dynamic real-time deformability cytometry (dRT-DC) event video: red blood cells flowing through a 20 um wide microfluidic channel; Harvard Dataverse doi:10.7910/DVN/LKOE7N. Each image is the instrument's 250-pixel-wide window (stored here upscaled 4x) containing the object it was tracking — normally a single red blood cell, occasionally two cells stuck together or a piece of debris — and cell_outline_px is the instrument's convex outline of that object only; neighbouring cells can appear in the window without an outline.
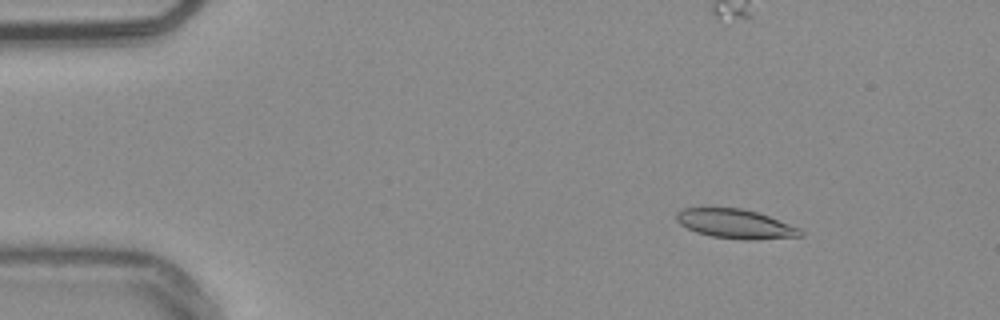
{"species": "common noctule bat (a hibernating species)", "species_latin": "Nyctalus noctula", "temperature_condition": "warm", "stored_images_in_passage": 55, "camera_frame_rate_fps": 3000, "um_per_image_px": 0.085, "animal": {"sex": "male", "body_mass_g": 20.4}, "frame": {"image": 1, "passage_image": 8, "time_ms": 2.333, "image_size_px": [1000, 320], "cell_outline_px": [[804, 236], [756, 240], [744, 240], [712, 236], [696, 232], [680, 224], [676, 220], [676, 212], [684, 208], [740, 208], [756, 212], [768, 216], [800, 228], [804, 232]], "centroid_in_image_um": [62.54, 19.04], "position_along_channel_um": 22.5, "area_um2": 21.1}}
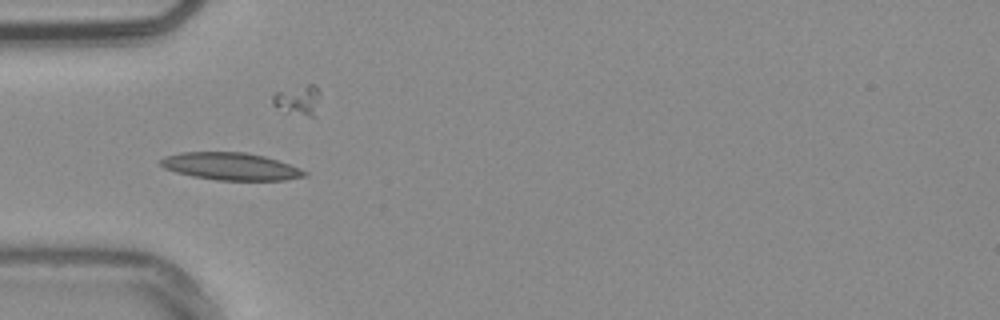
{"frame": {"image": 2, "passage_image": 18, "time_ms": 5.667, "image_size_px": [1000, 320], "cell_outline_px": [[308, 176], [284, 180], [216, 180], [192, 176], [176, 172], [164, 168], [160, 164], [160, 160], [164, 156], [180, 152], [244, 152], [264, 156], [300, 168], [308, 172]], "centroid_in_image_um": [19.6, 14.14], "position_along_channel_um": 65.4, "area_um2": 22.95}}
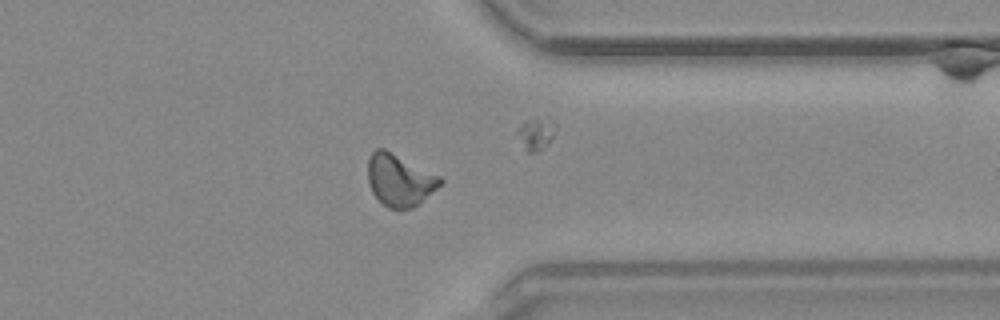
{"frame": {"image": 3, "passage_image": 43, "time_ms": 14.0, "image_size_px": [1000, 320], "cell_outline_px": [[444, 180], [420, 204], [412, 208], [388, 208], [372, 192], [368, 180], [368, 160], [372, 152], [376, 148], [384, 148], [440, 176]], "centroid_in_image_um": [33.96, 15.3], "position_along_channel_um": 377.4, "area_um2": 21.68}, "authors_computed_cell_mechanics": {"area_um2": 21.0392, "velocity_mm_per_s": 3.7903, "shape_relaxation_time_tau1_ms": 5.3595, "shape_relaxation_time_tau2_ms": 2.9357, "deformation_change_tau1": 0.1659, "deformation_change_tau2": 0.1069}}